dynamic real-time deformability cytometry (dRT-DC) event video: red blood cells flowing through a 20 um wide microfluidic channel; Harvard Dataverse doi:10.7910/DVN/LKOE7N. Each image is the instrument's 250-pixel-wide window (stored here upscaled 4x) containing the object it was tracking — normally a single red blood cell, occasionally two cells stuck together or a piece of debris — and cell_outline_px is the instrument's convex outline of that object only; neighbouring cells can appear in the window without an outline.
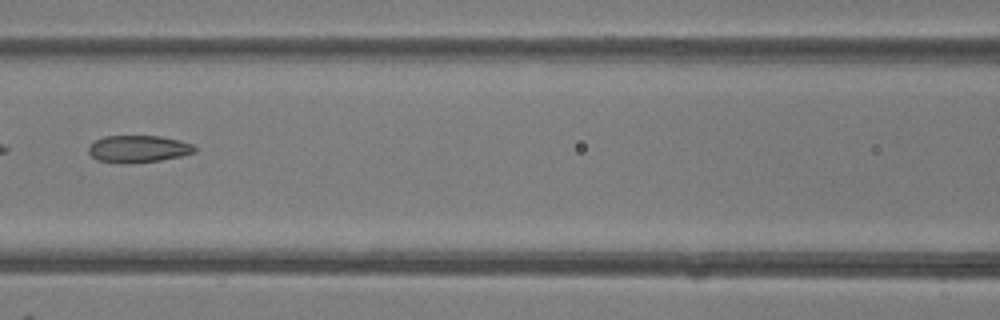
{"species": "common noctule bat (a hibernating species)", "species_latin": "Nyctalus noctula", "temperature_condition": "room temperature", "stored_images_in_passage": 8, "camera_frame_rate_fps": 3000, "um_per_image_px": 0.085, "animal": {"sex": "female"}, "frame": {"image": 1, "passage_image": 7, "time_ms": 7.0, "image_size_px": [1000, 320], "cell_outline_px": [[196, 152], [180, 156], [160, 160], [96, 160], [88, 152], [88, 148], [96, 140], [104, 136], [160, 136], [192, 144], [196, 148]], "centroid_in_image_um": [11.78, 12.6], "position_along_channel_um": 154.8, "area_um2": 15.72}}
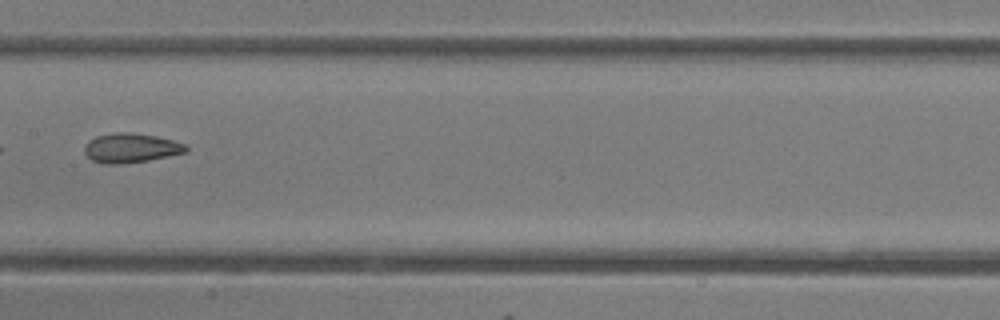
{"frame": {"image": 2, "passage_image": 8, "time_ms": 8.0, "image_size_px": [1000, 320], "cell_outline_px": [[188, 152], [148, 160], [116, 164], [104, 164], [92, 160], [84, 152], [84, 148], [96, 136], [116, 132], [132, 132], [156, 136], [188, 144]], "centroid_in_image_um": [11.18, 12.57], "position_along_channel_um": 196.2, "area_um2": 17.28}}